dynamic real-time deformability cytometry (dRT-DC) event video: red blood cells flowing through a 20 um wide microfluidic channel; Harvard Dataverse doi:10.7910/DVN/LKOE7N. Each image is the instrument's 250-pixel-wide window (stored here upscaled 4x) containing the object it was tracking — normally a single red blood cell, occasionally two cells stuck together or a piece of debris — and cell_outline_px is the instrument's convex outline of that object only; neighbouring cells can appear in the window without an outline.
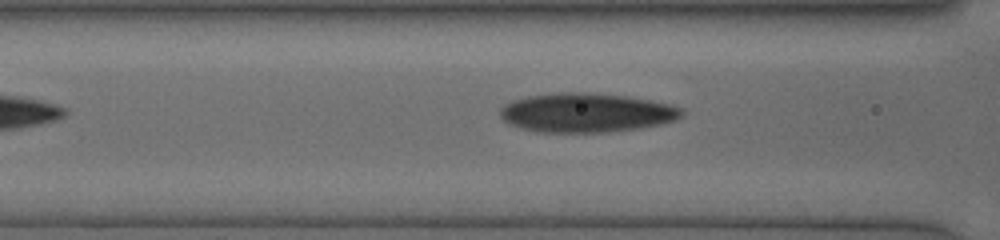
{"species": "human", "species_latin": "Homo sapiens", "temperature_condition": "cold", "stored_images_in_passage": 11, "camera_frame_rate_fps": 3000, "um_per_image_px": 0.085, "donor": {"sex": "female"}, "frame": {"image": 1, "passage_image": 8, "time_ms": 1.333, "image_size_px": [1000, 240], "cell_outline_px": [[680, 116], [676, 120], [660, 124], [640, 128], [608, 132], [536, 132], [520, 128], [508, 124], [500, 116], [500, 108], [504, 104], [512, 100], [528, 96], [560, 92], [580, 92], [628, 96], [648, 100], [680, 108]], "centroid_in_image_um": [49.75, 9.59], "position_along_channel_um": 116.9, "area_um2": 41.21}}